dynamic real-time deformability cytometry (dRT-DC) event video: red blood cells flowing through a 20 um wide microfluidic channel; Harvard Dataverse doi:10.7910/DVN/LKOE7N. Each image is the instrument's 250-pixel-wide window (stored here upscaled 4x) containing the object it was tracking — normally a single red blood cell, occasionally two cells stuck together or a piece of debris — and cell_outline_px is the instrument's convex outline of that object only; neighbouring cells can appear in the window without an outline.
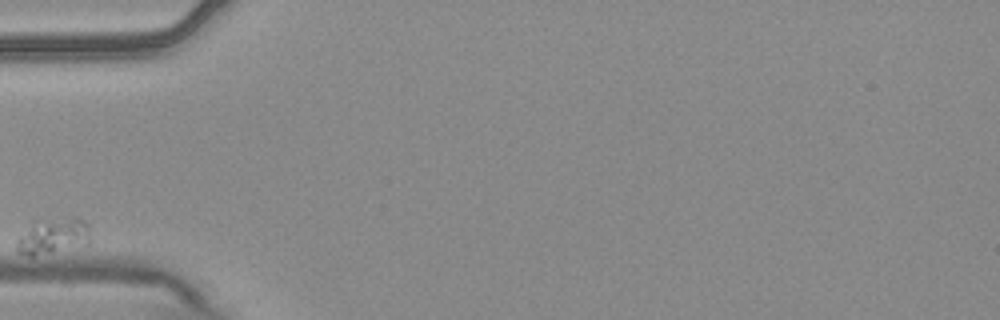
{"species": "common noctule bat (a hibernating species)", "species_latin": "Nyctalus noctula", "temperature_condition": "warm", "stored_images_in_passage": 5, "camera_frame_rate_fps": 3000, "um_per_image_px": 0.085, "animal": {"sex": "male", "body_mass_g": 20.4}, "frame": {"image": 1, "passage_image": 1, "time_ms": 0.0, "image_size_px": [1000, 320], "cell_outline_px": [[92, 240], [88, 244], [32, 256], [28, 256], [20, 252], [16, 248], [16, 240], [36, 220], [72, 216], [80, 216], [88, 224]], "centroid_in_image_um": [4.58, 20.03], "position_along_channel_um": 80.4, "area_um2": 15.61}}
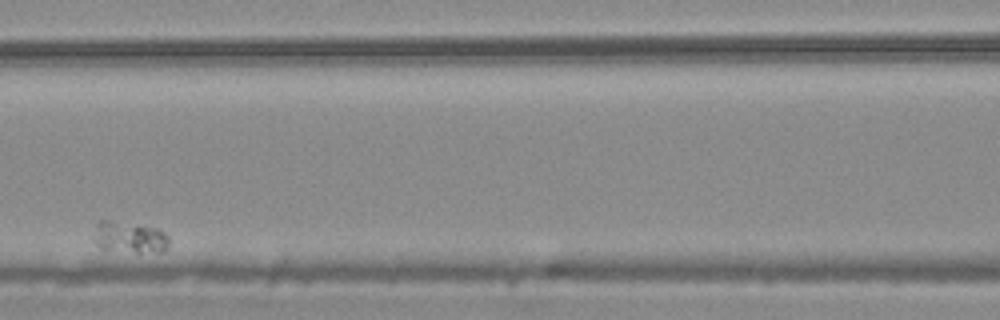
{"frame": {"image": 2, "passage_image": 3, "time_ms": 0.667, "image_size_px": [1000, 320], "cell_outline_px": [[168, 244], [164, 252], [136, 252], [104, 248], [100, 244], [96, 224], [96, 220], [108, 220], [160, 228], [168, 236]], "centroid_in_image_um": [11.15, 20.14], "position_along_channel_um": 155.5, "area_um2": 13.18}}
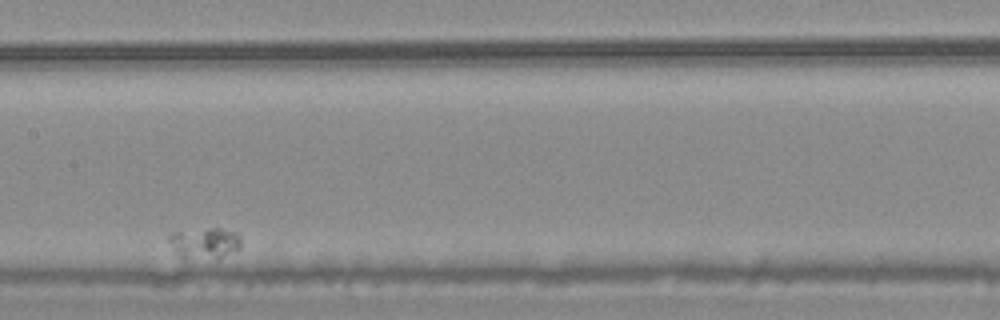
{"frame": {"image": 3, "passage_image": 4, "time_ms": 1.0, "image_size_px": [1000, 320], "cell_outline_px": [[240, 248], [220, 256], [180, 256], [172, 252], [168, 240], [168, 236], [172, 232], [212, 228], [220, 228], [236, 232], [240, 236]], "centroid_in_image_um": [17.35, 20.59], "position_along_channel_um": 190.1, "area_um2": 12.43}}